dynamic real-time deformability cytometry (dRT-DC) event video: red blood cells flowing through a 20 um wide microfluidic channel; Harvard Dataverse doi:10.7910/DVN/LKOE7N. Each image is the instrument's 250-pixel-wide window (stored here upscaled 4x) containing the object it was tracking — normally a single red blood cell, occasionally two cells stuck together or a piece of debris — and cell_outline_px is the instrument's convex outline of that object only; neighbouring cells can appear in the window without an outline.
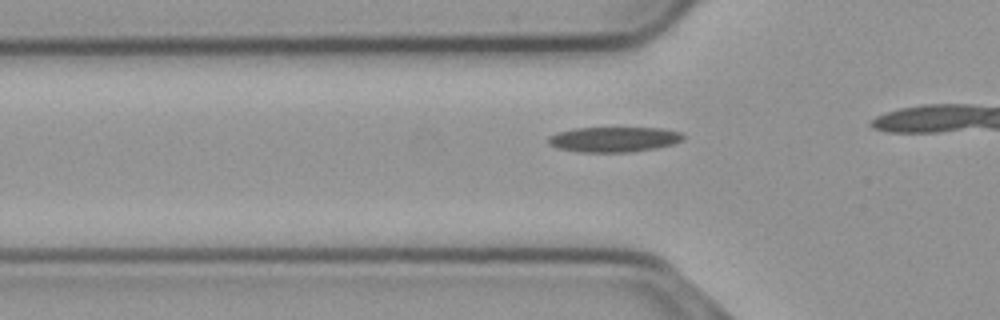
{"species": "common noctule bat (a hibernating species)", "species_latin": "Nyctalus noctula", "temperature_condition": "cold", "stored_images_in_passage": 13, "camera_frame_rate_fps": 3000, "um_per_image_px": 0.085, "animal": {"sex": "male", "body_mass_g": 23.1, "forearm_length_mm": 52.7}, "frame": {"image": 1, "passage_image": 8, "time_ms": 2.333, "image_size_px": [1000, 320], "cell_outline_px": [[684, 140], [672, 144], [656, 148], [628, 152], [580, 152], [556, 148], [548, 144], [548, 136], [556, 132], [572, 128], [660, 128], [680, 132], [684, 136]], "centroid_in_image_um": [52.13, 11.84], "position_along_channel_um": 73.7, "area_um2": 19.88}}